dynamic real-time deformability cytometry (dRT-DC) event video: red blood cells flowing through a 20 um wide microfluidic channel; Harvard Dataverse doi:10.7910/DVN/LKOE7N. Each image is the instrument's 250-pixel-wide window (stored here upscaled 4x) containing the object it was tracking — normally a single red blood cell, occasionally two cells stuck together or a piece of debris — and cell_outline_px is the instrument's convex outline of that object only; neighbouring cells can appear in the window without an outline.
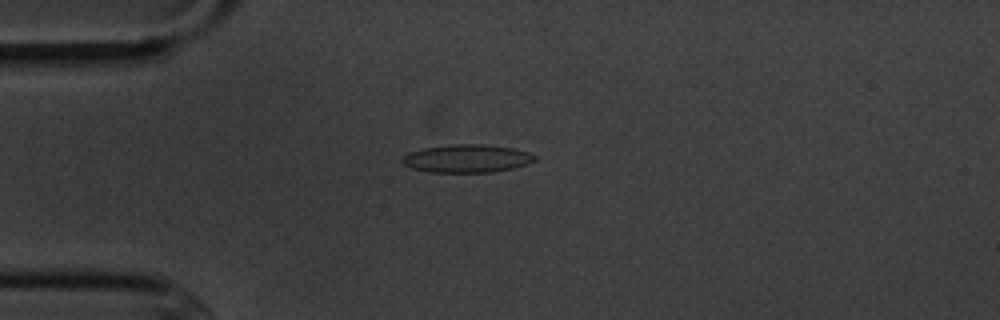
{"species": "common noctule bat (a hibernating species)", "species_latin": "Nyctalus noctula", "temperature_condition": "cold", "stored_images_in_passage": 4, "camera_frame_rate_fps": 3000, "um_per_image_px": 0.085, "animal": {"sex": "male", "body_mass_g": 20.1, "forearm_length_mm": 53.5}, "frame": {"image": 1, "passage_image": 3, "time_ms": 2.333, "image_size_px": [1000, 320], "cell_outline_px": [[536, 160], [512, 168], [492, 172], [428, 172], [412, 168], [404, 164], [400, 160], [408, 152], [424, 148], [452, 144], [484, 144], [512, 148], [528, 152], [536, 156]], "centroid_in_image_um": [39.65, 13.47], "position_along_channel_um": 45.3, "area_um2": 21.5}}